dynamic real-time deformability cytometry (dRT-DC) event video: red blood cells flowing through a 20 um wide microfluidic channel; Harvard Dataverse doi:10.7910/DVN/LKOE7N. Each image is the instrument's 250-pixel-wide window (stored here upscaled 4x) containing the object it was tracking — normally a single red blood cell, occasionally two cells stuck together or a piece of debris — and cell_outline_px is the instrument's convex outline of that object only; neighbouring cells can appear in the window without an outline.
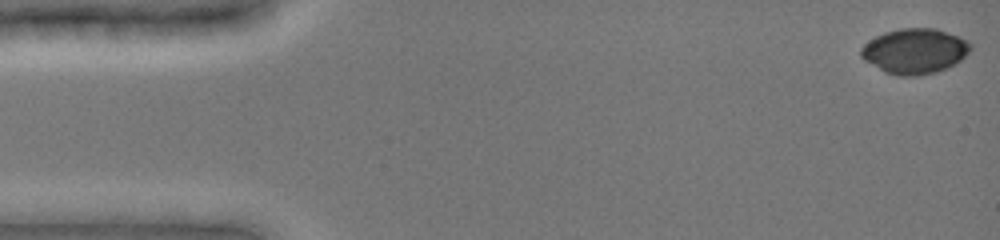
{"species": "common noctule bat (a hibernating species)", "species_latin": "Nyctalus noctula", "temperature_condition": "cold", "stored_images_in_passage": 10, "camera_frame_rate_fps": 3000, "um_per_image_px": 0.085, "animal": {"sex": "female", "body_mass_g": 19.0, "forearm_length_mm": 51.5}, "frame": {"image": 1, "passage_image": 1, "time_ms": 0.0, "image_size_px": [1000, 240], "cell_outline_px": [[972, 48], [956, 64], [948, 68], [936, 72], [916, 76], [900, 76], [884, 72], [864, 60], [860, 56], [860, 48], [864, 44], [876, 36], [884, 32], [900, 28], [936, 28], [960, 36], [972, 44]], "centroid_in_image_um": [77.75, 4.34], "position_along_channel_um": 7.2, "area_um2": 29.07}}